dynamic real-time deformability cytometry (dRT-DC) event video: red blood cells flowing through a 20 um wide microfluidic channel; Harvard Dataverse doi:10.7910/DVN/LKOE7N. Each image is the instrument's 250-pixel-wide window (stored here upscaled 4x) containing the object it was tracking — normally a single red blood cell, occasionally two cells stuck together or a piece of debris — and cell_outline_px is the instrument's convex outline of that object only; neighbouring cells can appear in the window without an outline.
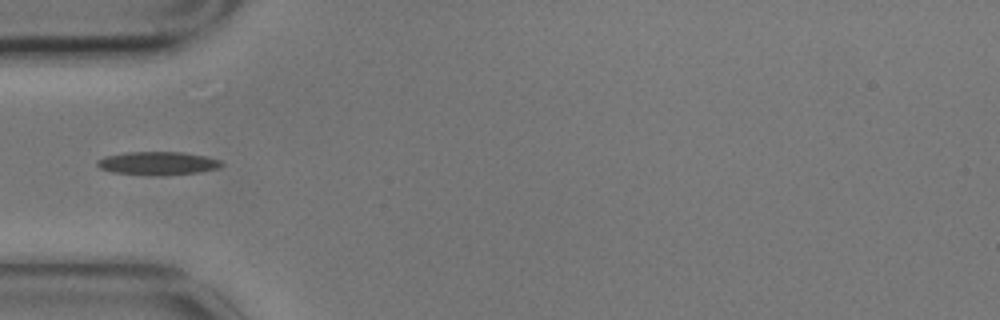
{"species": "common noctule bat (a hibernating species)", "species_latin": "Nyctalus noctula", "temperature_condition": "cold", "stored_images_in_passage": 4, "camera_frame_rate_fps": 3000, "um_per_image_px": 0.085, "animal": {"sex": "male", "body_mass_g": 17.9}, "frame": {"image": 1, "passage_image": 1, "time_ms": 0.0, "image_size_px": [1000, 320], "cell_outline_px": [[224, 164], [216, 168], [196, 172], [156, 176], [112, 172], [100, 168], [96, 164], [96, 160], [104, 156], [124, 152], [184, 152], [204, 156], [220, 160]], "centroid_in_image_um": [13.34, 13.87], "position_along_channel_um": 71.7, "area_um2": 16.82}}